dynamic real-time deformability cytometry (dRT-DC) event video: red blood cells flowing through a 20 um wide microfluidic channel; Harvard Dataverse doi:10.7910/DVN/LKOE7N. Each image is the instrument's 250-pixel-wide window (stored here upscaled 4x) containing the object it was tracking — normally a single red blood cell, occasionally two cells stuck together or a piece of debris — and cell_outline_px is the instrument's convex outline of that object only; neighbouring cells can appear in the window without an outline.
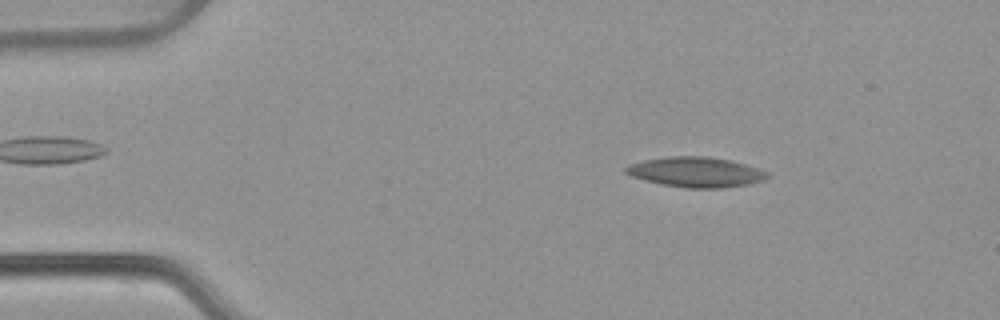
{"species": "common noctule bat (a hibernating species)", "species_latin": "Nyctalus noctula", "temperature_condition": "warm", "stored_images_in_passage": 54, "camera_frame_rate_fps": 3000, "um_per_image_px": 0.085, "animal": {"sex": "female", "body_mass_g": 22.7, "forearm_length_mm": 54.2}, "frame": {"image": 1, "passage_image": 8, "time_ms": 2.333, "image_size_px": [1000, 320], "cell_outline_px": [[768, 176], [764, 180], [748, 184], [720, 188], [688, 188], [664, 184], [644, 180], [632, 176], [624, 172], [624, 168], [628, 164], [644, 160], [672, 156], [708, 156], [728, 160], [744, 164], [768, 172]], "centroid_in_image_um": [59.12, 14.62], "position_along_channel_um": 25.9, "area_um2": 24.57}}
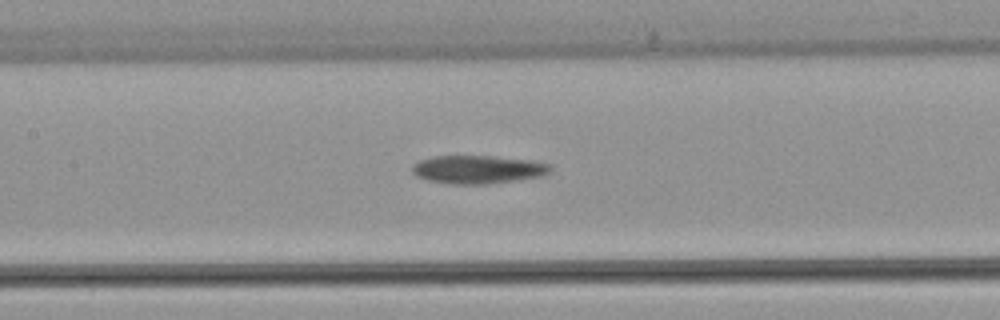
{"frame": {"image": 2, "passage_image": 25, "time_ms": 8.0, "image_size_px": [1000, 320], "cell_outline_px": [[552, 168], [548, 172], [540, 176], [484, 184], [452, 184], [428, 180], [416, 176], [412, 172], [412, 164], [420, 160], [432, 156], [492, 156], [528, 160], [548, 164]], "centroid_in_image_um": [40.54, 14.4], "position_along_channel_um": 166.9, "area_um2": 22.37}}
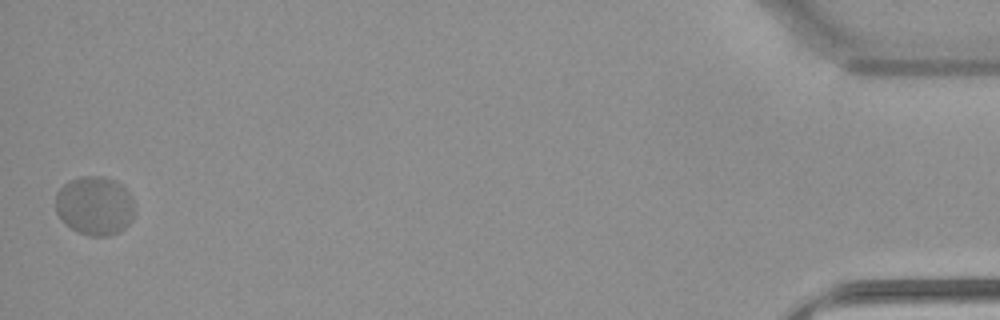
{"frame": {"image": 3, "passage_image": 54, "time_ms": 17.667, "image_size_px": [1000, 320], "cell_outline_px": [[136, 212], [132, 220], [120, 232], [108, 236], [88, 236], [64, 224], [56, 212], [56, 192], [68, 180], [80, 176], [104, 176], [116, 180], [132, 196], [136, 204]], "centroid_in_image_um": [8.08, 17.48], "position_along_channel_um": 427.1, "area_um2": 27.69}}